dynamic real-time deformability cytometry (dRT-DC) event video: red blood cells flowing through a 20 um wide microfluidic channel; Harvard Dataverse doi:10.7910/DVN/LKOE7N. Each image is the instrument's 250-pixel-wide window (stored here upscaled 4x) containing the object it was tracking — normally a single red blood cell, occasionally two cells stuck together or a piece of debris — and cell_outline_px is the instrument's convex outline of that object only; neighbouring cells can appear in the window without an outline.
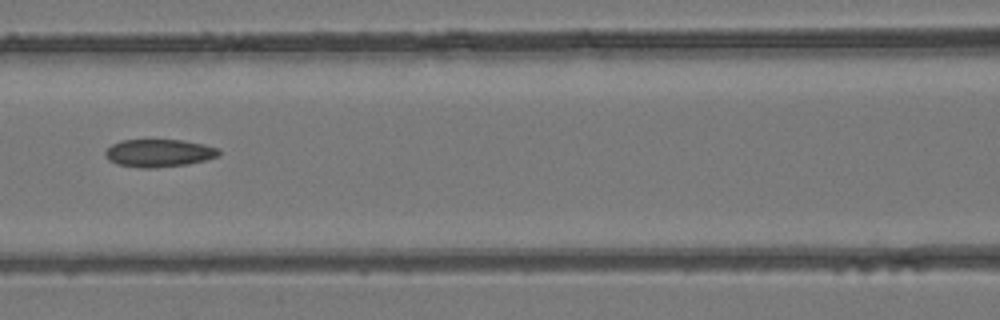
{"species": "common noctule bat (a hibernating species)", "species_latin": "Nyctalus noctula", "temperature_condition": "room temperature", "stored_images_in_passage": 5, "camera_frame_rate_fps": 3000, "um_per_image_px": 0.085, "animal": {"sex": "female", "body_mass_g": 24.6, "forearm_length_mm": 56.2}, "frame": {"image": 1, "passage_image": 5, "time_ms": 1.333, "image_size_px": [1000, 320], "cell_outline_px": [[220, 152], [216, 156], [204, 160], [188, 164], [156, 168], [140, 168], [116, 164], [108, 160], [104, 152], [112, 144], [120, 140], [184, 140], [204, 144], [220, 148]], "centroid_in_image_um": [13.49, 13.01], "position_along_channel_um": 153.1, "area_um2": 18.44}}